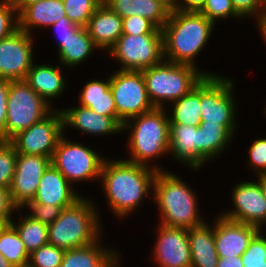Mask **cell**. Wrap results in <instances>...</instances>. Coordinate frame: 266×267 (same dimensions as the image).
I'll return each instance as SVG.
<instances>
[{
	"label": "cell",
	"instance_id": "1",
	"mask_svg": "<svg viewBox=\"0 0 266 267\" xmlns=\"http://www.w3.org/2000/svg\"><path fill=\"white\" fill-rule=\"evenodd\" d=\"M116 157L107 155L104 160L98 183L102 189L100 188L99 192H103L105 204L113 218L126 222L142 209L144 201L150 198V201L153 200V184L157 170L129 162L122 159L121 155Z\"/></svg>",
	"mask_w": 266,
	"mask_h": 267
},
{
	"label": "cell",
	"instance_id": "2",
	"mask_svg": "<svg viewBox=\"0 0 266 267\" xmlns=\"http://www.w3.org/2000/svg\"><path fill=\"white\" fill-rule=\"evenodd\" d=\"M215 29V24L200 12L170 11L168 20L161 29L164 59L173 63L193 65L205 75L222 74L223 72L202 69L197 59L207 50L205 47L214 37Z\"/></svg>",
	"mask_w": 266,
	"mask_h": 267
},
{
	"label": "cell",
	"instance_id": "3",
	"mask_svg": "<svg viewBox=\"0 0 266 267\" xmlns=\"http://www.w3.org/2000/svg\"><path fill=\"white\" fill-rule=\"evenodd\" d=\"M122 133L128 135L124 144L128 154L125 160L157 171L169 170L160 163L169 157V115L166 108H154L128 119L123 123Z\"/></svg>",
	"mask_w": 266,
	"mask_h": 267
},
{
	"label": "cell",
	"instance_id": "4",
	"mask_svg": "<svg viewBox=\"0 0 266 267\" xmlns=\"http://www.w3.org/2000/svg\"><path fill=\"white\" fill-rule=\"evenodd\" d=\"M174 172L157 171L154 179L152 204H155L158 212V223L186 229L203 224L208 216L200 208L202 200H199V192L180 177L178 172Z\"/></svg>",
	"mask_w": 266,
	"mask_h": 267
},
{
	"label": "cell",
	"instance_id": "5",
	"mask_svg": "<svg viewBox=\"0 0 266 267\" xmlns=\"http://www.w3.org/2000/svg\"><path fill=\"white\" fill-rule=\"evenodd\" d=\"M92 197V198H91ZM98 198L85 194L48 225V244L69 250L98 241L106 232Z\"/></svg>",
	"mask_w": 266,
	"mask_h": 267
},
{
	"label": "cell",
	"instance_id": "6",
	"mask_svg": "<svg viewBox=\"0 0 266 267\" xmlns=\"http://www.w3.org/2000/svg\"><path fill=\"white\" fill-rule=\"evenodd\" d=\"M141 71L154 108H167L206 76L198 67L165 59Z\"/></svg>",
	"mask_w": 266,
	"mask_h": 267
},
{
	"label": "cell",
	"instance_id": "7",
	"mask_svg": "<svg viewBox=\"0 0 266 267\" xmlns=\"http://www.w3.org/2000/svg\"><path fill=\"white\" fill-rule=\"evenodd\" d=\"M86 145L82 141H76L63 134L56 146L51 158V164L58 169L76 187L88 182L100 180L102 165L107 156Z\"/></svg>",
	"mask_w": 266,
	"mask_h": 267
},
{
	"label": "cell",
	"instance_id": "8",
	"mask_svg": "<svg viewBox=\"0 0 266 267\" xmlns=\"http://www.w3.org/2000/svg\"><path fill=\"white\" fill-rule=\"evenodd\" d=\"M235 80L225 74H217L206 75L200 81L201 121L213 124L240 123Z\"/></svg>",
	"mask_w": 266,
	"mask_h": 267
},
{
	"label": "cell",
	"instance_id": "9",
	"mask_svg": "<svg viewBox=\"0 0 266 267\" xmlns=\"http://www.w3.org/2000/svg\"><path fill=\"white\" fill-rule=\"evenodd\" d=\"M54 108L25 80L10 81L7 99L5 140L45 118Z\"/></svg>",
	"mask_w": 266,
	"mask_h": 267
},
{
	"label": "cell",
	"instance_id": "10",
	"mask_svg": "<svg viewBox=\"0 0 266 267\" xmlns=\"http://www.w3.org/2000/svg\"><path fill=\"white\" fill-rule=\"evenodd\" d=\"M108 58L118 70L141 71L160 63L163 59V34H122L108 51ZM116 61V62H115Z\"/></svg>",
	"mask_w": 266,
	"mask_h": 267
},
{
	"label": "cell",
	"instance_id": "11",
	"mask_svg": "<svg viewBox=\"0 0 266 267\" xmlns=\"http://www.w3.org/2000/svg\"><path fill=\"white\" fill-rule=\"evenodd\" d=\"M110 88L117 115L123 122L154 109L147 94L142 71L112 70Z\"/></svg>",
	"mask_w": 266,
	"mask_h": 267
},
{
	"label": "cell",
	"instance_id": "12",
	"mask_svg": "<svg viewBox=\"0 0 266 267\" xmlns=\"http://www.w3.org/2000/svg\"><path fill=\"white\" fill-rule=\"evenodd\" d=\"M251 178V179H250ZM240 180L232 184L230 203L224 210L220 209L222 217L235 222H241L266 230V198L256 177Z\"/></svg>",
	"mask_w": 266,
	"mask_h": 267
},
{
	"label": "cell",
	"instance_id": "13",
	"mask_svg": "<svg viewBox=\"0 0 266 267\" xmlns=\"http://www.w3.org/2000/svg\"><path fill=\"white\" fill-rule=\"evenodd\" d=\"M63 134V115L60 109H54L42 120L18 132L9 142L17 153L41 155L51 159Z\"/></svg>",
	"mask_w": 266,
	"mask_h": 267
},
{
	"label": "cell",
	"instance_id": "14",
	"mask_svg": "<svg viewBox=\"0 0 266 267\" xmlns=\"http://www.w3.org/2000/svg\"><path fill=\"white\" fill-rule=\"evenodd\" d=\"M34 38L19 29L13 35L0 41L1 79L25 80L28 71L37 59L34 54L37 38Z\"/></svg>",
	"mask_w": 266,
	"mask_h": 267
},
{
	"label": "cell",
	"instance_id": "15",
	"mask_svg": "<svg viewBox=\"0 0 266 267\" xmlns=\"http://www.w3.org/2000/svg\"><path fill=\"white\" fill-rule=\"evenodd\" d=\"M154 228L156 229L152 236H156V239L149 251L154 267H191L188 229L168 227L159 223Z\"/></svg>",
	"mask_w": 266,
	"mask_h": 267
},
{
	"label": "cell",
	"instance_id": "16",
	"mask_svg": "<svg viewBox=\"0 0 266 267\" xmlns=\"http://www.w3.org/2000/svg\"><path fill=\"white\" fill-rule=\"evenodd\" d=\"M59 107L63 115L64 134L69 136L67 131L73 129L80 133L81 137L93 136L92 138L105 139L114 135L122 134V126L111 116L100 115L90 108L79 104ZM110 135V136H109ZM105 136V137H104Z\"/></svg>",
	"mask_w": 266,
	"mask_h": 267
},
{
	"label": "cell",
	"instance_id": "17",
	"mask_svg": "<svg viewBox=\"0 0 266 267\" xmlns=\"http://www.w3.org/2000/svg\"><path fill=\"white\" fill-rule=\"evenodd\" d=\"M51 164V159L41 155L17 153L15 172L9 188L13 204L22 208L32 201L44 171Z\"/></svg>",
	"mask_w": 266,
	"mask_h": 267
},
{
	"label": "cell",
	"instance_id": "18",
	"mask_svg": "<svg viewBox=\"0 0 266 267\" xmlns=\"http://www.w3.org/2000/svg\"><path fill=\"white\" fill-rule=\"evenodd\" d=\"M39 61L41 60L36 59L34 61L27 73L25 82L49 103L52 108L59 109L58 105H55L54 102L59 100L60 97H65L63 96L64 93L66 94V91H69V84H67L69 79L65 77V70L67 71V69L60 63H56V61H54L55 64L46 62L47 60Z\"/></svg>",
	"mask_w": 266,
	"mask_h": 267
},
{
	"label": "cell",
	"instance_id": "19",
	"mask_svg": "<svg viewBox=\"0 0 266 267\" xmlns=\"http://www.w3.org/2000/svg\"><path fill=\"white\" fill-rule=\"evenodd\" d=\"M239 128L241 127L238 124H213L201 121L198 126V160L208 167V164L211 166L215 160L227 155L226 152H229L235 137L238 136Z\"/></svg>",
	"mask_w": 266,
	"mask_h": 267
},
{
	"label": "cell",
	"instance_id": "20",
	"mask_svg": "<svg viewBox=\"0 0 266 267\" xmlns=\"http://www.w3.org/2000/svg\"><path fill=\"white\" fill-rule=\"evenodd\" d=\"M218 215V216H217ZM214 216L215 247L219 257L241 256L250 241L260 231L256 226Z\"/></svg>",
	"mask_w": 266,
	"mask_h": 267
},
{
	"label": "cell",
	"instance_id": "21",
	"mask_svg": "<svg viewBox=\"0 0 266 267\" xmlns=\"http://www.w3.org/2000/svg\"><path fill=\"white\" fill-rule=\"evenodd\" d=\"M169 136L168 159L191 173L202 172L205 166L198 160V126L169 123Z\"/></svg>",
	"mask_w": 266,
	"mask_h": 267
},
{
	"label": "cell",
	"instance_id": "22",
	"mask_svg": "<svg viewBox=\"0 0 266 267\" xmlns=\"http://www.w3.org/2000/svg\"><path fill=\"white\" fill-rule=\"evenodd\" d=\"M104 238L105 235L87 246L65 250L60 267H121L122 252L110 242L106 245Z\"/></svg>",
	"mask_w": 266,
	"mask_h": 267
},
{
	"label": "cell",
	"instance_id": "23",
	"mask_svg": "<svg viewBox=\"0 0 266 267\" xmlns=\"http://www.w3.org/2000/svg\"><path fill=\"white\" fill-rule=\"evenodd\" d=\"M74 187L65 176L50 164L41 177L33 202L57 205L61 209L74 204L84 194Z\"/></svg>",
	"mask_w": 266,
	"mask_h": 267
},
{
	"label": "cell",
	"instance_id": "24",
	"mask_svg": "<svg viewBox=\"0 0 266 267\" xmlns=\"http://www.w3.org/2000/svg\"><path fill=\"white\" fill-rule=\"evenodd\" d=\"M18 17L19 29L37 38L40 37L41 30H48L51 25L67 16L62 0H41L23 8Z\"/></svg>",
	"mask_w": 266,
	"mask_h": 267
},
{
	"label": "cell",
	"instance_id": "25",
	"mask_svg": "<svg viewBox=\"0 0 266 267\" xmlns=\"http://www.w3.org/2000/svg\"><path fill=\"white\" fill-rule=\"evenodd\" d=\"M85 28L101 54L106 55L122 35V18L102 2Z\"/></svg>",
	"mask_w": 266,
	"mask_h": 267
},
{
	"label": "cell",
	"instance_id": "26",
	"mask_svg": "<svg viewBox=\"0 0 266 267\" xmlns=\"http://www.w3.org/2000/svg\"><path fill=\"white\" fill-rule=\"evenodd\" d=\"M109 75V76H108ZM106 73V78L92 77L85 80L81 91L76 99L77 104L90 108L100 115L113 117L121 126L123 121L118 117L115 101L110 88V74ZM96 78V79H95ZM80 92V93H79Z\"/></svg>",
	"mask_w": 266,
	"mask_h": 267
},
{
	"label": "cell",
	"instance_id": "27",
	"mask_svg": "<svg viewBox=\"0 0 266 267\" xmlns=\"http://www.w3.org/2000/svg\"><path fill=\"white\" fill-rule=\"evenodd\" d=\"M100 50L95 46L85 27H80L73 35L65 40H59V48L56 49V62L70 71L85 64L95 56L94 52ZM94 54V55H93ZM76 66V67H75ZM73 68V69H72Z\"/></svg>",
	"mask_w": 266,
	"mask_h": 267
},
{
	"label": "cell",
	"instance_id": "28",
	"mask_svg": "<svg viewBox=\"0 0 266 267\" xmlns=\"http://www.w3.org/2000/svg\"><path fill=\"white\" fill-rule=\"evenodd\" d=\"M206 220L188 229L191 267H217L219 256L215 247L214 221Z\"/></svg>",
	"mask_w": 266,
	"mask_h": 267
},
{
	"label": "cell",
	"instance_id": "29",
	"mask_svg": "<svg viewBox=\"0 0 266 267\" xmlns=\"http://www.w3.org/2000/svg\"><path fill=\"white\" fill-rule=\"evenodd\" d=\"M103 3L121 18L138 15L147 18L159 29L170 14V10L158 0H103Z\"/></svg>",
	"mask_w": 266,
	"mask_h": 267
},
{
	"label": "cell",
	"instance_id": "30",
	"mask_svg": "<svg viewBox=\"0 0 266 267\" xmlns=\"http://www.w3.org/2000/svg\"><path fill=\"white\" fill-rule=\"evenodd\" d=\"M10 224L17 230L29 254L48 244V225L31 219L21 209L16 210Z\"/></svg>",
	"mask_w": 266,
	"mask_h": 267
},
{
	"label": "cell",
	"instance_id": "31",
	"mask_svg": "<svg viewBox=\"0 0 266 267\" xmlns=\"http://www.w3.org/2000/svg\"><path fill=\"white\" fill-rule=\"evenodd\" d=\"M166 110L169 123L199 126L201 122L200 82L186 95L171 103Z\"/></svg>",
	"mask_w": 266,
	"mask_h": 267
},
{
	"label": "cell",
	"instance_id": "32",
	"mask_svg": "<svg viewBox=\"0 0 266 267\" xmlns=\"http://www.w3.org/2000/svg\"><path fill=\"white\" fill-rule=\"evenodd\" d=\"M0 253L14 267H28L30 254L11 224L0 229Z\"/></svg>",
	"mask_w": 266,
	"mask_h": 267
},
{
	"label": "cell",
	"instance_id": "33",
	"mask_svg": "<svg viewBox=\"0 0 266 267\" xmlns=\"http://www.w3.org/2000/svg\"><path fill=\"white\" fill-rule=\"evenodd\" d=\"M203 14L207 19L212 21L216 26H219V22L232 20L244 21L233 8L231 0H206L204 6L198 11Z\"/></svg>",
	"mask_w": 266,
	"mask_h": 267
},
{
	"label": "cell",
	"instance_id": "34",
	"mask_svg": "<svg viewBox=\"0 0 266 267\" xmlns=\"http://www.w3.org/2000/svg\"><path fill=\"white\" fill-rule=\"evenodd\" d=\"M66 16L74 24L85 27L103 0H62Z\"/></svg>",
	"mask_w": 266,
	"mask_h": 267
},
{
	"label": "cell",
	"instance_id": "35",
	"mask_svg": "<svg viewBox=\"0 0 266 267\" xmlns=\"http://www.w3.org/2000/svg\"><path fill=\"white\" fill-rule=\"evenodd\" d=\"M249 146H246V157L245 166L248 167L249 174H253L254 177L266 174V135L256 137L251 141Z\"/></svg>",
	"mask_w": 266,
	"mask_h": 267
},
{
	"label": "cell",
	"instance_id": "36",
	"mask_svg": "<svg viewBox=\"0 0 266 267\" xmlns=\"http://www.w3.org/2000/svg\"><path fill=\"white\" fill-rule=\"evenodd\" d=\"M243 267H266V230H260L241 255Z\"/></svg>",
	"mask_w": 266,
	"mask_h": 267
},
{
	"label": "cell",
	"instance_id": "37",
	"mask_svg": "<svg viewBox=\"0 0 266 267\" xmlns=\"http://www.w3.org/2000/svg\"><path fill=\"white\" fill-rule=\"evenodd\" d=\"M65 250L54 245H44L30 254L28 267H60Z\"/></svg>",
	"mask_w": 266,
	"mask_h": 267
},
{
	"label": "cell",
	"instance_id": "38",
	"mask_svg": "<svg viewBox=\"0 0 266 267\" xmlns=\"http://www.w3.org/2000/svg\"><path fill=\"white\" fill-rule=\"evenodd\" d=\"M17 152L14 146L5 141L0 147V187L10 188L15 172Z\"/></svg>",
	"mask_w": 266,
	"mask_h": 267
},
{
	"label": "cell",
	"instance_id": "39",
	"mask_svg": "<svg viewBox=\"0 0 266 267\" xmlns=\"http://www.w3.org/2000/svg\"><path fill=\"white\" fill-rule=\"evenodd\" d=\"M19 30V17L10 0H0V41Z\"/></svg>",
	"mask_w": 266,
	"mask_h": 267
},
{
	"label": "cell",
	"instance_id": "40",
	"mask_svg": "<svg viewBox=\"0 0 266 267\" xmlns=\"http://www.w3.org/2000/svg\"><path fill=\"white\" fill-rule=\"evenodd\" d=\"M31 219L40 221L46 225L52 224L60 215L62 209L57 205L39 204L33 201L27 202L20 208Z\"/></svg>",
	"mask_w": 266,
	"mask_h": 267
},
{
	"label": "cell",
	"instance_id": "41",
	"mask_svg": "<svg viewBox=\"0 0 266 267\" xmlns=\"http://www.w3.org/2000/svg\"><path fill=\"white\" fill-rule=\"evenodd\" d=\"M122 34L141 35V34H162V30L157 28L147 18L132 15L122 18Z\"/></svg>",
	"mask_w": 266,
	"mask_h": 267
},
{
	"label": "cell",
	"instance_id": "42",
	"mask_svg": "<svg viewBox=\"0 0 266 267\" xmlns=\"http://www.w3.org/2000/svg\"><path fill=\"white\" fill-rule=\"evenodd\" d=\"M231 2L236 13L245 19V22L255 21L263 15L265 0H231Z\"/></svg>",
	"mask_w": 266,
	"mask_h": 267
},
{
	"label": "cell",
	"instance_id": "43",
	"mask_svg": "<svg viewBox=\"0 0 266 267\" xmlns=\"http://www.w3.org/2000/svg\"><path fill=\"white\" fill-rule=\"evenodd\" d=\"M17 209L12 202L9 189L0 187V223L3 226L10 224Z\"/></svg>",
	"mask_w": 266,
	"mask_h": 267
},
{
	"label": "cell",
	"instance_id": "44",
	"mask_svg": "<svg viewBox=\"0 0 266 267\" xmlns=\"http://www.w3.org/2000/svg\"><path fill=\"white\" fill-rule=\"evenodd\" d=\"M80 26H77L74 24L71 20H69L68 17H62L58 22L54 23L48 28V31H52V34L55 39V42H57V49L59 48V40H65L70 35H73ZM56 34V36H55ZM57 40V41H56Z\"/></svg>",
	"mask_w": 266,
	"mask_h": 267
},
{
	"label": "cell",
	"instance_id": "45",
	"mask_svg": "<svg viewBox=\"0 0 266 267\" xmlns=\"http://www.w3.org/2000/svg\"><path fill=\"white\" fill-rule=\"evenodd\" d=\"M10 80L0 78V133L5 139V126L7 123V99Z\"/></svg>",
	"mask_w": 266,
	"mask_h": 267
},
{
	"label": "cell",
	"instance_id": "46",
	"mask_svg": "<svg viewBox=\"0 0 266 267\" xmlns=\"http://www.w3.org/2000/svg\"><path fill=\"white\" fill-rule=\"evenodd\" d=\"M205 2L206 0H178L175 10L198 12Z\"/></svg>",
	"mask_w": 266,
	"mask_h": 267
},
{
	"label": "cell",
	"instance_id": "47",
	"mask_svg": "<svg viewBox=\"0 0 266 267\" xmlns=\"http://www.w3.org/2000/svg\"><path fill=\"white\" fill-rule=\"evenodd\" d=\"M217 267H243L241 256L219 257Z\"/></svg>",
	"mask_w": 266,
	"mask_h": 267
},
{
	"label": "cell",
	"instance_id": "48",
	"mask_svg": "<svg viewBox=\"0 0 266 267\" xmlns=\"http://www.w3.org/2000/svg\"><path fill=\"white\" fill-rule=\"evenodd\" d=\"M253 22L254 25H256V30L258 31L260 37H262L260 39L265 43L264 46H266V15H262Z\"/></svg>",
	"mask_w": 266,
	"mask_h": 267
},
{
	"label": "cell",
	"instance_id": "49",
	"mask_svg": "<svg viewBox=\"0 0 266 267\" xmlns=\"http://www.w3.org/2000/svg\"><path fill=\"white\" fill-rule=\"evenodd\" d=\"M12 4L15 6L17 12L19 13L26 6L41 1V0H10Z\"/></svg>",
	"mask_w": 266,
	"mask_h": 267
},
{
	"label": "cell",
	"instance_id": "50",
	"mask_svg": "<svg viewBox=\"0 0 266 267\" xmlns=\"http://www.w3.org/2000/svg\"><path fill=\"white\" fill-rule=\"evenodd\" d=\"M162 4H164L170 11H173L176 9V5L178 0H158Z\"/></svg>",
	"mask_w": 266,
	"mask_h": 267
},
{
	"label": "cell",
	"instance_id": "51",
	"mask_svg": "<svg viewBox=\"0 0 266 267\" xmlns=\"http://www.w3.org/2000/svg\"><path fill=\"white\" fill-rule=\"evenodd\" d=\"M256 178L259 180L264 196L266 198V174L256 176Z\"/></svg>",
	"mask_w": 266,
	"mask_h": 267
},
{
	"label": "cell",
	"instance_id": "52",
	"mask_svg": "<svg viewBox=\"0 0 266 267\" xmlns=\"http://www.w3.org/2000/svg\"><path fill=\"white\" fill-rule=\"evenodd\" d=\"M0 267H14L8 260L0 253Z\"/></svg>",
	"mask_w": 266,
	"mask_h": 267
},
{
	"label": "cell",
	"instance_id": "53",
	"mask_svg": "<svg viewBox=\"0 0 266 267\" xmlns=\"http://www.w3.org/2000/svg\"><path fill=\"white\" fill-rule=\"evenodd\" d=\"M6 140L3 138V135L0 133V147Z\"/></svg>",
	"mask_w": 266,
	"mask_h": 267
},
{
	"label": "cell",
	"instance_id": "54",
	"mask_svg": "<svg viewBox=\"0 0 266 267\" xmlns=\"http://www.w3.org/2000/svg\"><path fill=\"white\" fill-rule=\"evenodd\" d=\"M263 15H266V0H265L264 5H263Z\"/></svg>",
	"mask_w": 266,
	"mask_h": 267
},
{
	"label": "cell",
	"instance_id": "55",
	"mask_svg": "<svg viewBox=\"0 0 266 267\" xmlns=\"http://www.w3.org/2000/svg\"><path fill=\"white\" fill-rule=\"evenodd\" d=\"M264 104H265V105H264L265 107H263L264 109H262V110H264V111H263V114H264V117H266V102H265Z\"/></svg>",
	"mask_w": 266,
	"mask_h": 267
}]
</instances>
